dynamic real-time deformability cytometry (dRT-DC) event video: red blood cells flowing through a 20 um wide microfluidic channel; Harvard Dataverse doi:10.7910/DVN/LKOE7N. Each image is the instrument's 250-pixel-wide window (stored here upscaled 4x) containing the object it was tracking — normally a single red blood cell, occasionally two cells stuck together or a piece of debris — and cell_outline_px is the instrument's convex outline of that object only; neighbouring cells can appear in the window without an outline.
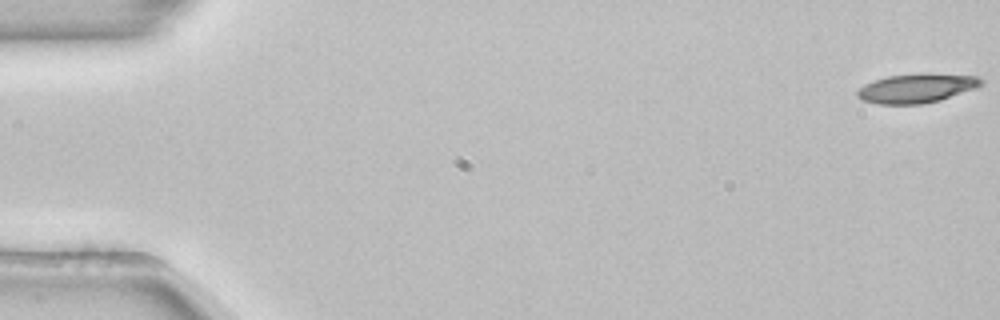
{"species": "common noctule bat (a hibernating species)", "species_latin": "Nyctalus noctula", "temperature_condition": "room temperature", "stored_images_in_passage": 54, "camera_frame_rate_fps": 3000, "um_per_image_px": 0.085, "animal": {"sex": "female", "body_mass_g": 22.7, "forearm_length_mm": 54.2}, "frame": {"image": 1, "passage_image": 1, "time_ms": 0.0, "image_size_px": [1000, 320], "cell_outline_px": [[984, 84], [980, 88], [940, 100], [920, 104], [880, 104], [860, 100], [856, 96], [856, 92], [864, 84], [888, 76], [976, 76], [984, 80]], "centroid_in_image_um": [77.91, 7.56], "position_along_channel_um": 7.1, "area_um2": 20.23}}
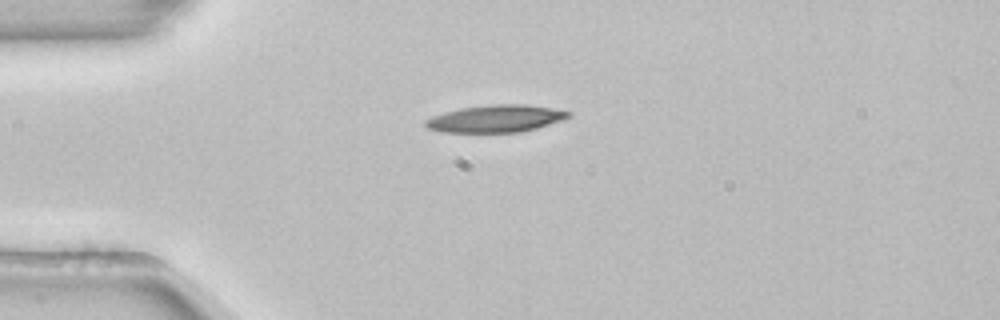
{"frame": {"image": 2, "passage_image": 14, "time_ms": 4.333, "image_size_px": [1000, 320], "cell_outline_px": [[572, 116], [536, 128], [520, 132], [440, 132], [428, 128], [424, 124], [424, 120], [432, 116], [444, 112], [460, 108], [492, 104], [528, 104], [552, 108], [572, 112]], "centroid_in_image_um": [42.12, 10.07], "position_along_channel_um": 42.9, "area_um2": 22.72}}
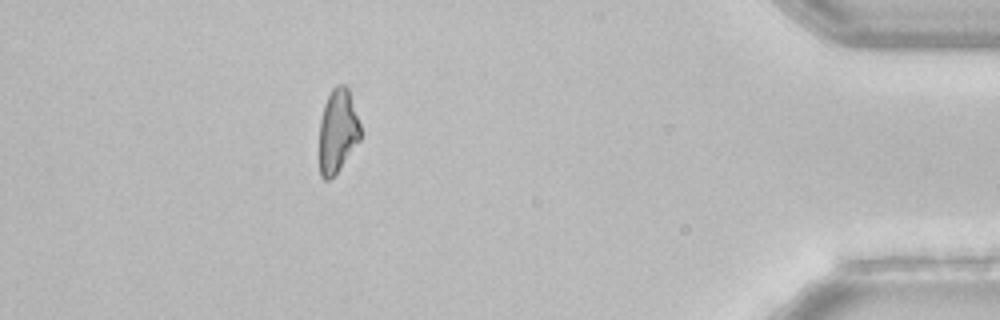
{"frame": {"image": 3, "passage_image": 48, "time_ms": 15.667, "image_size_px": [1000, 320], "cell_outline_px": [[360, 140], [340, 168], [328, 180], [324, 180], [320, 176], [320, 120], [324, 104], [332, 88], [336, 84], [344, 84], [348, 88], [360, 124]], "centroid_in_image_um": [28.7, 11.11], "position_along_channel_um": 406.5, "area_um2": 19.88}, "authors_computed_cell_mechanics": {"area_um2": 21.6172, "velocity_mm_per_s": 3.8807, "shape_relaxation_time_tau1_ms": 5.8799, "shape_relaxation_time_tau2_ms": null, "deformation_change_tau1": 0.19, "deformation_change_tau2": null}}